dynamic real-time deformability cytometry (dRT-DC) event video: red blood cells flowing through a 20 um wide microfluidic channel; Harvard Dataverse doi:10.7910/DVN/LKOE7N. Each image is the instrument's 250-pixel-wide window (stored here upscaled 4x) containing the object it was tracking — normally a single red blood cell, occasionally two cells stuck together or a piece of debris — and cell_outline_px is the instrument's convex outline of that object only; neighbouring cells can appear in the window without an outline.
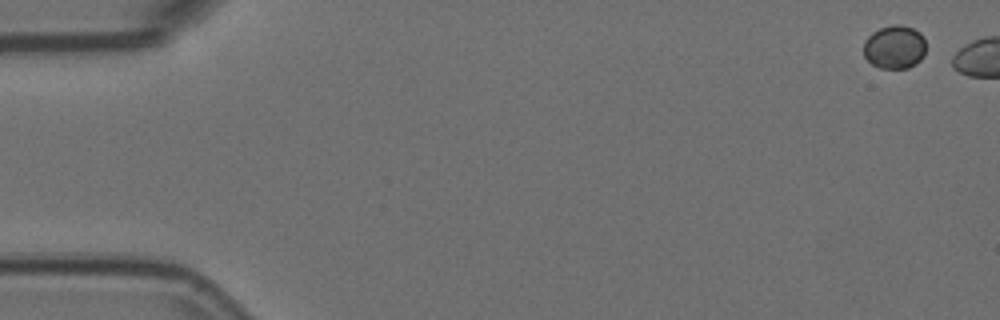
{"species": "Egyptian fruit bat (a non-hibernating species)", "species_latin": "Rousettus aegyptiacus", "temperature_condition": "room temperature", "stored_images_in_passage": 2, "camera_frame_rate_fps": 3000, "um_per_image_px": 0.085, "animal": {"sex": "female"}, "frame": {"image": 1, "passage_image": 1, "time_ms": 0.0, "image_size_px": [1000, 320], "cell_outline_px": [[924, 56], [916, 64], [908, 68], [880, 68], [872, 64], [864, 56], [864, 40], [872, 32], [880, 28], [892, 24], [900, 24], [912, 28], [920, 32], [924, 36]], "centroid_in_image_um": [76.03, 3.99], "position_along_channel_um": 9.0, "area_um2": 15.9}}